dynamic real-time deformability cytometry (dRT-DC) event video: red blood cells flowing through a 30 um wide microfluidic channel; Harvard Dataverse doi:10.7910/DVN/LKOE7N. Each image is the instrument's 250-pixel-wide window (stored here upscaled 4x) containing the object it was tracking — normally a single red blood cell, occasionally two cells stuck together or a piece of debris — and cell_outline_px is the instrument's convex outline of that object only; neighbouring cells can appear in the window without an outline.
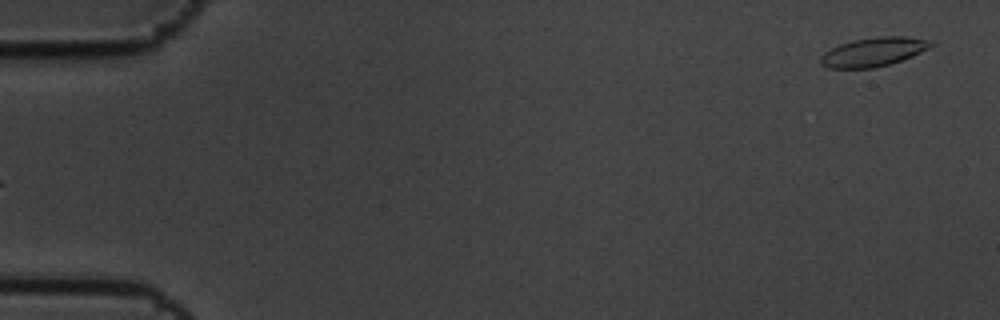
{"species": "common noctule bat (a hibernating species)", "species_latin": "Nyctalus noctula", "temperature_condition": "cold", "stored_images_in_passage": 6, "segment_of_instrument_passage": [2, 2], "camera_frame_rate_fps": 3000, "um_per_image_px": 0.085, "animal": {"sex": "male", "body_mass_g": 19.5, "forearm_length_mm": 54.6}, "frame": {"image": 1, "passage_image": 6, "time_ms": 1.667, "image_size_px": [1000, 320], "cell_outline_px": [[936, 44], [912, 56], [888, 64], [872, 68], [828, 68], [820, 64], [820, 56], [824, 52], [840, 44], [852, 40], [880, 36], [908, 36], [932, 40]], "centroid_in_image_um": [74.25, 4.4], "position_along_channel_um": 10.8, "area_um2": 18.61}}